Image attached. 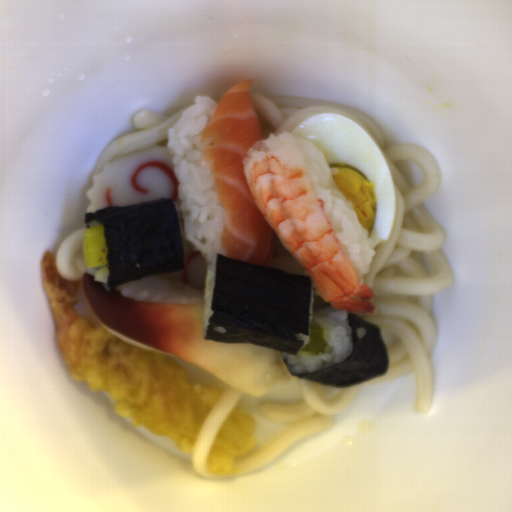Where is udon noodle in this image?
Wrapping results in <instances>:
<instances>
[{"mask_svg": "<svg viewBox=\"0 0 512 512\" xmlns=\"http://www.w3.org/2000/svg\"><path fill=\"white\" fill-rule=\"evenodd\" d=\"M108 332H110L114 336L122 339L123 341H125V342H127V343H129L131 345H134L136 347H139L141 349H146V350H150V351H154V352H164V351H161V350L156 349L154 347H151L149 345H146L144 343H141V342H139V341H137L135 339H132V338L126 336V335H123V334H121V333H119L117 331H114V330L110 329L109 327H108Z\"/></svg>", "mask_w": 512, "mask_h": 512, "instance_id": "5", "label": "udon noodle"}, {"mask_svg": "<svg viewBox=\"0 0 512 512\" xmlns=\"http://www.w3.org/2000/svg\"><path fill=\"white\" fill-rule=\"evenodd\" d=\"M186 109L183 108L173 116L161 115L154 111H145L134 115V127L140 131L120 136L106 145L91 173L89 181L91 189L94 183V176L104 172L106 164L111 162L113 158L121 157L142 148H151L155 145H162L169 150L168 130L174 127Z\"/></svg>", "mask_w": 512, "mask_h": 512, "instance_id": "2", "label": "udon noodle"}, {"mask_svg": "<svg viewBox=\"0 0 512 512\" xmlns=\"http://www.w3.org/2000/svg\"><path fill=\"white\" fill-rule=\"evenodd\" d=\"M273 257L274 268L289 274L306 275L304 267L287 251L281 239L276 236Z\"/></svg>", "mask_w": 512, "mask_h": 512, "instance_id": "4", "label": "udon noodle"}, {"mask_svg": "<svg viewBox=\"0 0 512 512\" xmlns=\"http://www.w3.org/2000/svg\"><path fill=\"white\" fill-rule=\"evenodd\" d=\"M261 138L290 134L314 114L344 115L367 130L382 151L392 173L396 212L387 243L373 248V259L363 279L373 293L368 302L376 314L359 317L377 326L388 355V367L379 375L351 385L332 387L301 379L303 401L261 404L263 413L287 421L283 431L235 457V473L210 474L206 462L214 441L232 410L240 407L242 391L232 386L216 398L194 442V473L209 480H233L273 462L297 442L333 427L335 415L348 408L365 384L416 378L414 408L428 411L435 377L431 360L438 331L431 318L437 293L453 285V269L443 250L444 228L425 201L439 192L443 178L432 155L417 144L386 147L383 133L370 115L345 104L294 95L262 96L249 93Z\"/></svg>", "mask_w": 512, "mask_h": 512, "instance_id": "1", "label": "udon noodle"}, {"mask_svg": "<svg viewBox=\"0 0 512 512\" xmlns=\"http://www.w3.org/2000/svg\"><path fill=\"white\" fill-rule=\"evenodd\" d=\"M91 226H103V223L92 220L70 233L56 249V267L60 276L68 280H82L85 273L94 274V279L100 280L106 291H110L108 277L110 270L105 265L89 267L84 262L83 234Z\"/></svg>", "mask_w": 512, "mask_h": 512, "instance_id": "3", "label": "udon noodle"}]
</instances>
